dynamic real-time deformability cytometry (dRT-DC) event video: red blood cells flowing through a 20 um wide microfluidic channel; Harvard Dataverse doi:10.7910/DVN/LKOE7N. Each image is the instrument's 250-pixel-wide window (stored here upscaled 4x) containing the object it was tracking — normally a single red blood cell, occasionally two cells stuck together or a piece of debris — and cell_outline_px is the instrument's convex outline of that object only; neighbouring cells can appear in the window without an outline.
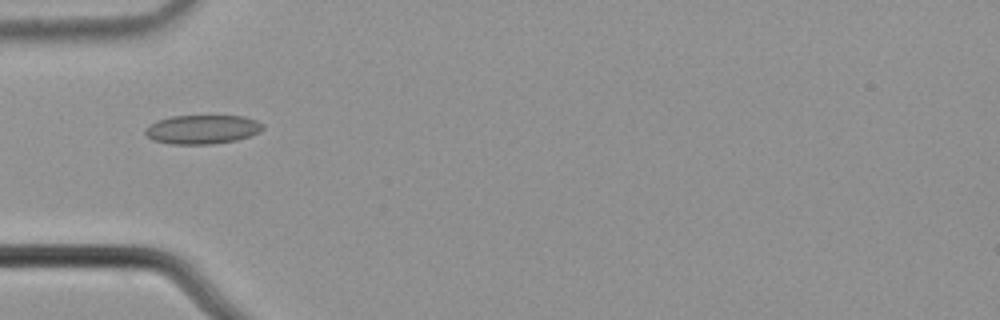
{"species": "common noctule bat (a hibernating species)", "species_latin": "Nyctalus noctula", "temperature_condition": "cold", "stored_images_in_passage": 5, "camera_frame_rate_fps": 3000, "um_per_image_px": 0.085, "animal": {"sex": "male", "body_mass_g": 21.5, "forearm_length_mm": 52.0}, "frame": {"image": 1, "passage_image": 3, "time_ms": 0.667, "image_size_px": [1000, 320], "cell_outline_px": [[264, 128], [260, 132], [236, 140], [212, 144], [172, 144], [152, 140], [144, 132], [144, 128], [156, 120], [172, 116], [244, 116], [256, 120], [264, 124]], "centroid_in_image_um": [17.19, 10.99], "position_along_channel_um": 67.8, "area_um2": 19.94}}
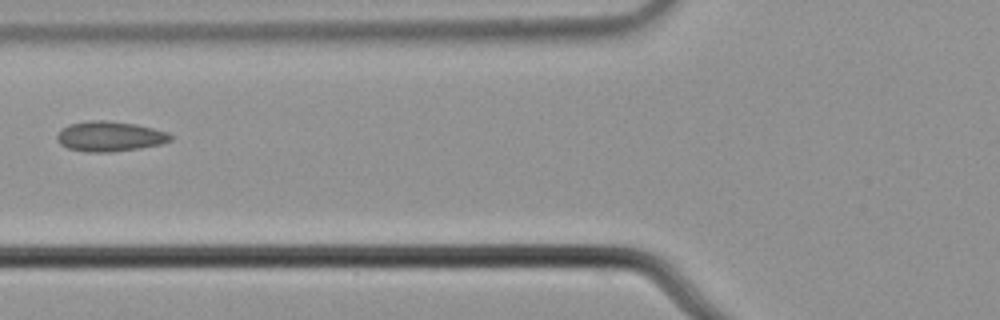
{"frame": {"image": 2, "passage_image": 4, "time_ms": 1.0, "image_size_px": [1000, 320], "cell_outline_px": [[172, 140], [160, 144], [140, 148], [112, 152], [88, 152], [68, 148], [60, 144], [56, 140], [56, 136], [60, 128], [68, 124], [88, 120], [108, 120], [136, 124], [168, 132], [172, 136]], "centroid_in_image_um": [9.29, 11.58], "position_along_channel_um": 116.5, "area_um2": 20.11}}
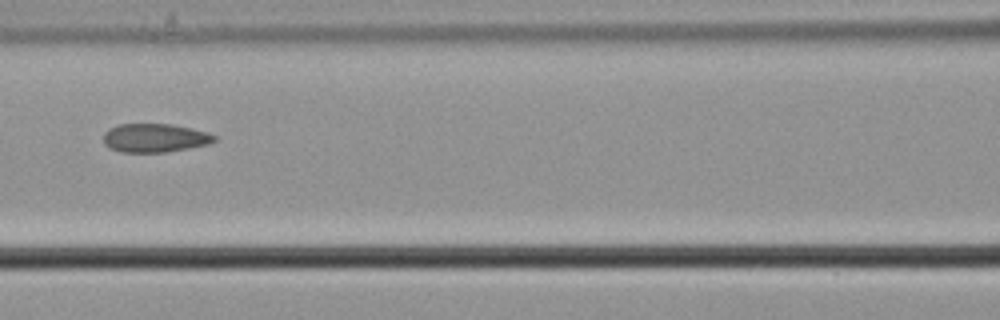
{"frame": {"image": 3, "passage_image": 5, "time_ms": 1.333, "image_size_px": [1000, 320], "cell_outline_px": [[216, 140], [208, 144], [188, 148], [164, 152], [120, 152], [108, 148], [104, 144], [104, 132], [108, 128], [120, 124], [172, 124], [192, 128], [208, 132], [216, 136]], "centroid_in_image_um": [13.14, 11.72], "position_along_channel_um": 153.5, "area_um2": 18.61}}